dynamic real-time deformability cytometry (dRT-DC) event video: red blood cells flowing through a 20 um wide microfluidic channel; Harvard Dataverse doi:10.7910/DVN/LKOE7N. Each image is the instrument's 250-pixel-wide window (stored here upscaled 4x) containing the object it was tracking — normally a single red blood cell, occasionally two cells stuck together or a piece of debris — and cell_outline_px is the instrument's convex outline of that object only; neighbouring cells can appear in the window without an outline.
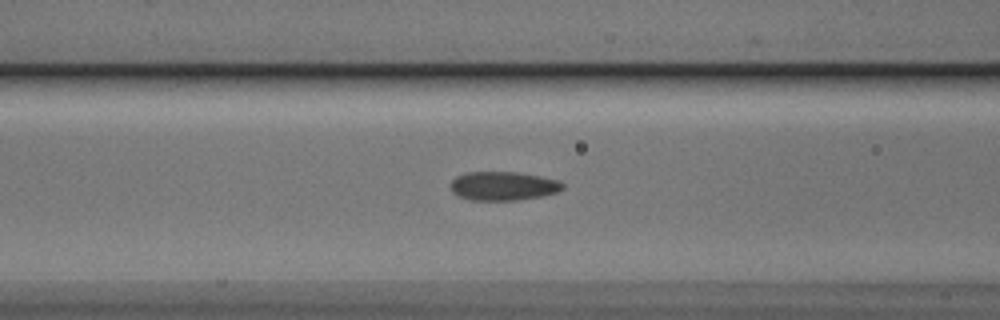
{"species": "Egyptian fruit bat (a non-hibernating species)", "species_latin": "Rousettus aegyptiacus", "temperature_condition": "cold", "stored_images_in_passage": 42, "camera_frame_rate_fps": 3000, "um_per_image_px": 0.085, "animal": {"sex": "male"}, "frame": {"image": 1, "passage_image": 17, "time_ms": 5.333, "image_size_px": [1000, 320], "cell_outline_px": [[564, 188], [556, 192], [540, 196], [516, 200], [472, 200], [460, 196], [452, 192], [452, 180], [456, 176], [468, 172], [516, 172], [540, 176], [556, 180], [564, 184]], "centroid_in_image_um": [42.77, 15.8], "position_along_channel_um": 123.8, "area_um2": 18.55}}
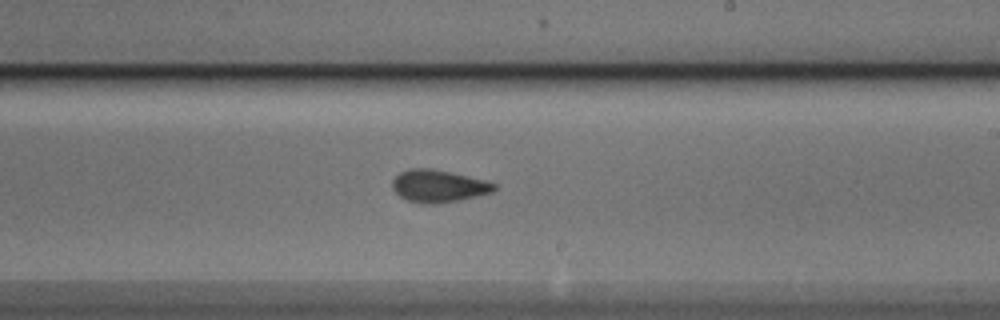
{"frame": {"image": 2, "passage_image": 27, "time_ms": 8.667, "image_size_px": [1000, 320], "cell_outline_px": [[496, 188], [492, 192], [460, 200], [436, 204], [424, 204], [408, 200], [400, 196], [392, 188], [392, 180], [400, 172], [412, 168], [428, 168], [448, 172], [496, 184]], "centroid_in_image_um": [37.22, 15.83], "position_along_channel_um": 251.8, "area_um2": 18.79}}
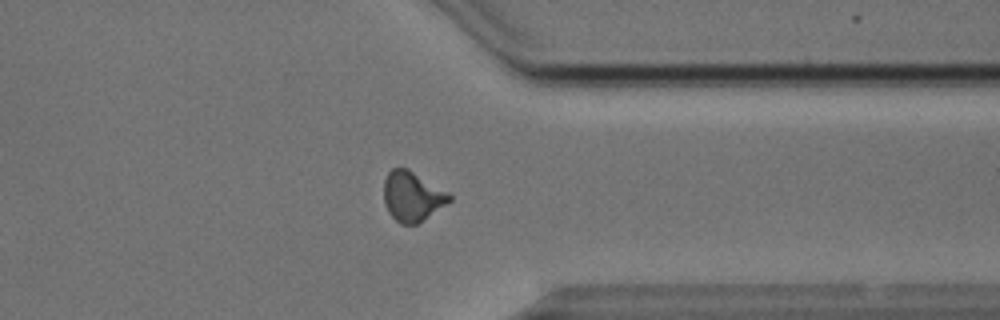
{"frame": {"image": 3, "passage_image": 37, "time_ms": 12.0, "image_size_px": [1000, 320], "cell_outline_px": [[452, 200], [416, 224], [400, 224], [388, 212], [384, 204], [384, 180], [388, 172], [392, 168], [408, 168], [448, 192], [452, 196]], "centroid_in_image_um": [35.02, 16.68], "position_along_channel_um": 376.4, "area_um2": 18.9}, "authors_computed_cell_mechanics": {"area_um2": 18.8717, "velocity_mm_per_s": 3.8434, "shape_relaxation_time_tau1_ms": 6.5844, "shape_relaxation_time_tau2_ms": 1.9156, "deformation_change_tau1": 0.1509, "deformation_change_tau2": 0.065}}